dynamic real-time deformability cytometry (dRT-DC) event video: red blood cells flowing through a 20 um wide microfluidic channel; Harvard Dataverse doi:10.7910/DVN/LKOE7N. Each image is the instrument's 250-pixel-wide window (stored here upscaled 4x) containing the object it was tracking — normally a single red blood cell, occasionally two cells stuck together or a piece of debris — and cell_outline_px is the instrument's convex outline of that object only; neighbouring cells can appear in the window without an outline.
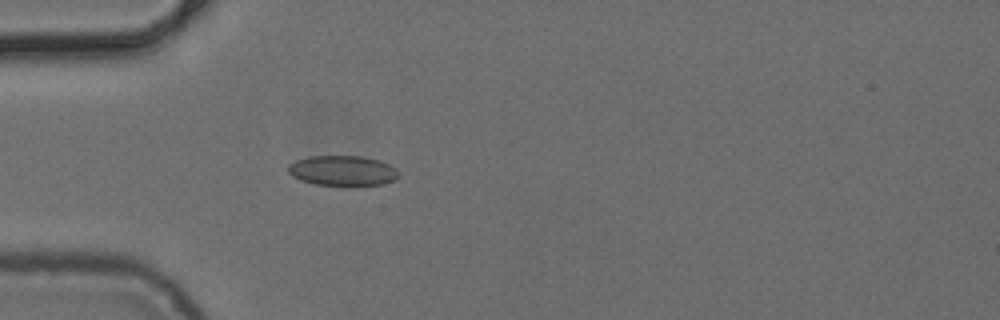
{"species": "common noctule bat (a hibernating species)", "species_latin": "Nyctalus noctula", "temperature_condition": "cold", "stored_images_in_passage": 5, "camera_frame_rate_fps": 3000, "um_per_image_px": 0.085, "animal": {"sex": "female", "body_mass_g": 24.6, "forearm_length_mm": 56.2}, "frame": {"image": 1, "passage_image": 5, "time_ms": 4.667, "image_size_px": [1000, 320], "cell_outline_px": [[400, 172], [396, 180], [384, 184], [316, 184], [300, 180], [292, 176], [288, 172], [288, 164], [296, 160], [308, 156], [360, 156], [380, 160], [396, 168]], "centroid_in_image_um": [29.13, 14.48], "position_along_channel_um": 55.9, "area_um2": 19.25}}